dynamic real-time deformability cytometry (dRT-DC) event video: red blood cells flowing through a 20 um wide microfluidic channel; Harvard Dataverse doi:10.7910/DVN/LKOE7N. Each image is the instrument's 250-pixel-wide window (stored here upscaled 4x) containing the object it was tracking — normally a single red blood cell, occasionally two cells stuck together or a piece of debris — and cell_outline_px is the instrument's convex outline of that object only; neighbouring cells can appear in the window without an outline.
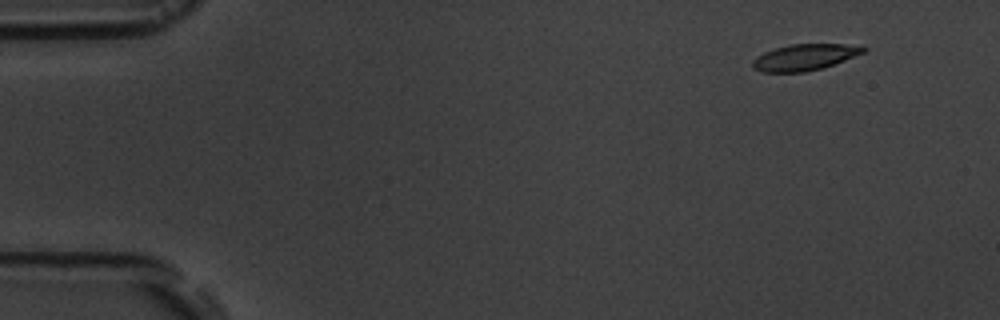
{"species": "common noctule bat (a hibernating species)", "species_latin": "Nyctalus noctula", "temperature_condition": "room temperature", "stored_images_in_passage": 7, "camera_frame_rate_fps": 3000, "um_per_image_px": 0.085, "animal": {"sex": "male", "body_mass_g": 19.5, "forearm_length_mm": 54.6}, "frame": {"image": 1, "passage_image": 2, "time_ms": 1.333, "image_size_px": [1000, 320], "cell_outline_px": [[868, 48], [864, 52], [844, 60], [820, 68], [804, 72], [760, 72], [752, 68], [752, 60], [756, 56], [764, 52], [776, 48], [792, 44], [864, 44]], "centroid_in_image_um": [68.39, 4.85], "position_along_channel_um": 16.6, "area_um2": 16.99}}
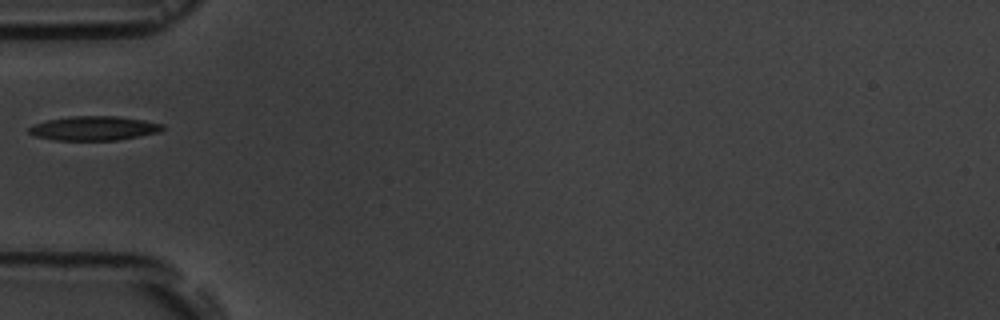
{"frame": {"image": 2, "passage_image": 6, "time_ms": 6.0, "image_size_px": [1000, 320], "cell_outline_px": [[164, 128], [160, 132], [116, 140], [56, 140], [36, 136], [28, 132], [28, 128], [36, 124], [48, 120], [68, 116], [116, 116], [144, 120], [164, 124]], "centroid_in_image_um": [8.01, 10.9], "position_along_channel_um": 77.0, "area_um2": 18.73}}
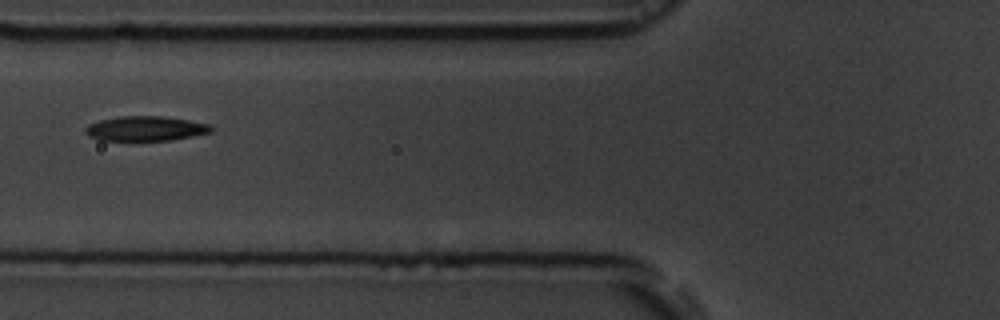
{"frame": {"image": 3, "passage_image": 7, "time_ms": 7.0, "image_size_px": [1000, 320], "cell_outline_px": [[212, 132], [192, 136], [168, 140], [100, 140], [88, 136], [84, 132], [84, 128], [88, 124], [100, 120], [120, 116], [164, 116], [212, 124]], "centroid_in_image_um": [12.36, 10.92], "position_along_channel_um": 113.4, "area_um2": 18.15}}